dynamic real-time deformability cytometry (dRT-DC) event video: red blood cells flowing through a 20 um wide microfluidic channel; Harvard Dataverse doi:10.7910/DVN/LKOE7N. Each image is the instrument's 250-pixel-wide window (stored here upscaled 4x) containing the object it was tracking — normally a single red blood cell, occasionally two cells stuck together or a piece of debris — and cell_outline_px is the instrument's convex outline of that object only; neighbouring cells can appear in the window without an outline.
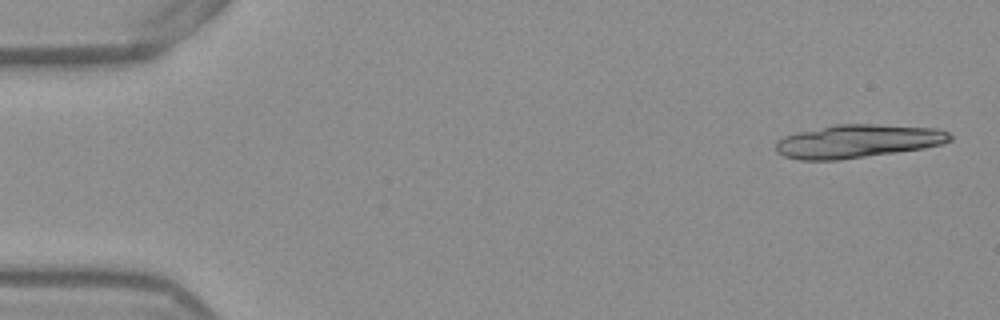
{"species": "Egyptian fruit bat (a non-hibernating species)", "species_latin": "Rousettus aegyptiacus", "temperature_condition": "warm", "stored_images_in_passage": 19, "camera_frame_rate_fps": 3000, "um_per_image_px": 0.085, "frame": {"image": 1, "passage_image": 2, "time_ms": 0.333, "image_size_px": [1000, 320], "cell_outline_px": [[952, 140], [944, 144], [924, 148], [840, 160], [800, 160], [784, 156], [776, 152], [776, 140], [784, 136], [796, 132], [836, 124], [872, 124], [936, 128], [948, 132], [952, 136]], "centroid_in_image_um": [72.9, 12.0], "position_along_channel_um": 12.1, "area_um2": 33.93}}